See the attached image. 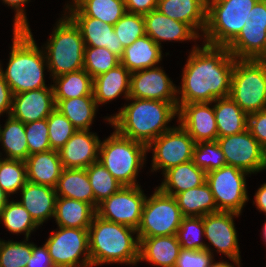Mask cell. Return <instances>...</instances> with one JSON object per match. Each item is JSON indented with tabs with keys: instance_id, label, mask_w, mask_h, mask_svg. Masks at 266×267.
Here are the masks:
<instances>
[{
	"instance_id": "6da1fadb",
	"label": "cell",
	"mask_w": 266,
	"mask_h": 267,
	"mask_svg": "<svg viewBox=\"0 0 266 267\" xmlns=\"http://www.w3.org/2000/svg\"><path fill=\"white\" fill-rule=\"evenodd\" d=\"M177 85L178 104L214 102L229 97L235 57L227 47L194 44Z\"/></svg>"
},
{
	"instance_id": "7a4b0ae2",
	"label": "cell",
	"mask_w": 266,
	"mask_h": 267,
	"mask_svg": "<svg viewBox=\"0 0 266 267\" xmlns=\"http://www.w3.org/2000/svg\"><path fill=\"white\" fill-rule=\"evenodd\" d=\"M117 113L104 117L120 135L149 145L158 136L174 127L178 122V102H164L141 98H128Z\"/></svg>"
},
{
	"instance_id": "3957f363",
	"label": "cell",
	"mask_w": 266,
	"mask_h": 267,
	"mask_svg": "<svg viewBox=\"0 0 266 267\" xmlns=\"http://www.w3.org/2000/svg\"><path fill=\"white\" fill-rule=\"evenodd\" d=\"M12 44L6 68L0 61V73L9 85L12 94L46 88L45 73L47 65L44 49L39 48L31 28L12 29Z\"/></svg>"
},
{
	"instance_id": "277c9868",
	"label": "cell",
	"mask_w": 266,
	"mask_h": 267,
	"mask_svg": "<svg viewBox=\"0 0 266 267\" xmlns=\"http://www.w3.org/2000/svg\"><path fill=\"white\" fill-rule=\"evenodd\" d=\"M88 241L92 267L139 264L140 241L136 229L95 215L88 228Z\"/></svg>"
},
{
	"instance_id": "5b68a950",
	"label": "cell",
	"mask_w": 266,
	"mask_h": 267,
	"mask_svg": "<svg viewBox=\"0 0 266 267\" xmlns=\"http://www.w3.org/2000/svg\"><path fill=\"white\" fill-rule=\"evenodd\" d=\"M61 15L42 45L51 79L84 67L85 44L81 32L65 13Z\"/></svg>"
},
{
	"instance_id": "8992f818",
	"label": "cell",
	"mask_w": 266,
	"mask_h": 267,
	"mask_svg": "<svg viewBox=\"0 0 266 267\" xmlns=\"http://www.w3.org/2000/svg\"><path fill=\"white\" fill-rule=\"evenodd\" d=\"M113 130L101 140L98 160L123 186H138V174L146 166L147 145Z\"/></svg>"
},
{
	"instance_id": "52a82bcc",
	"label": "cell",
	"mask_w": 266,
	"mask_h": 267,
	"mask_svg": "<svg viewBox=\"0 0 266 267\" xmlns=\"http://www.w3.org/2000/svg\"><path fill=\"white\" fill-rule=\"evenodd\" d=\"M258 0H207L204 44L226 47L240 32Z\"/></svg>"
},
{
	"instance_id": "ba28073f",
	"label": "cell",
	"mask_w": 266,
	"mask_h": 267,
	"mask_svg": "<svg viewBox=\"0 0 266 267\" xmlns=\"http://www.w3.org/2000/svg\"><path fill=\"white\" fill-rule=\"evenodd\" d=\"M229 97L247 115L266 109V60L235 59Z\"/></svg>"
},
{
	"instance_id": "9c48e42d",
	"label": "cell",
	"mask_w": 266,
	"mask_h": 267,
	"mask_svg": "<svg viewBox=\"0 0 266 267\" xmlns=\"http://www.w3.org/2000/svg\"><path fill=\"white\" fill-rule=\"evenodd\" d=\"M183 215L174 196L161 192L157 187L146 197L138 237L177 235Z\"/></svg>"
},
{
	"instance_id": "30bf717a",
	"label": "cell",
	"mask_w": 266,
	"mask_h": 267,
	"mask_svg": "<svg viewBox=\"0 0 266 267\" xmlns=\"http://www.w3.org/2000/svg\"><path fill=\"white\" fill-rule=\"evenodd\" d=\"M250 174L233 166L225 165L206 173L208 184L218 211L234 212L242 215L249 201L247 177Z\"/></svg>"
},
{
	"instance_id": "8fae6325",
	"label": "cell",
	"mask_w": 266,
	"mask_h": 267,
	"mask_svg": "<svg viewBox=\"0 0 266 267\" xmlns=\"http://www.w3.org/2000/svg\"><path fill=\"white\" fill-rule=\"evenodd\" d=\"M55 267H92L88 228L57 226L45 241Z\"/></svg>"
},
{
	"instance_id": "7c38bea8",
	"label": "cell",
	"mask_w": 266,
	"mask_h": 267,
	"mask_svg": "<svg viewBox=\"0 0 266 267\" xmlns=\"http://www.w3.org/2000/svg\"><path fill=\"white\" fill-rule=\"evenodd\" d=\"M177 125L147 146L148 153H152L151 172L162 170L163 174L172 167L192 160L195 142L179 123Z\"/></svg>"
},
{
	"instance_id": "4fadbf2b",
	"label": "cell",
	"mask_w": 266,
	"mask_h": 267,
	"mask_svg": "<svg viewBox=\"0 0 266 267\" xmlns=\"http://www.w3.org/2000/svg\"><path fill=\"white\" fill-rule=\"evenodd\" d=\"M236 59L266 60V0H258L241 32L226 46Z\"/></svg>"
},
{
	"instance_id": "5bb4252c",
	"label": "cell",
	"mask_w": 266,
	"mask_h": 267,
	"mask_svg": "<svg viewBox=\"0 0 266 267\" xmlns=\"http://www.w3.org/2000/svg\"><path fill=\"white\" fill-rule=\"evenodd\" d=\"M146 197L141 185L122 186L98 204L96 215L104 220L137 229Z\"/></svg>"
},
{
	"instance_id": "9a60e30c",
	"label": "cell",
	"mask_w": 266,
	"mask_h": 267,
	"mask_svg": "<svg viewBox=\"0 0 266 267\" xmlns=\"http://www.w3.org/2000/svg\"><path fill=\"white\" fill-rule=\"evenodd\" d=\"M226 164L239 168L250 175L266 170V151L246 129L244 132L218 137Z\"/></svg>"
},
{
	"instance_id": "2e32d148",
	"label": "cell",
	"mask_w": 266,
	"mask_h": 267,
	"mask_svg": "<svg viewBox=\"0 0 266 267\" xmlns=\"http://www.w3.org/2000/svg\"><path fill=\"white\" fill-rule=\"evenodd\" d=\"M237 217L240 214L224 211L203 216L205 241H209L205 243V249L213 256L216 252L241 264L240 244L234 221Z\"/></svg>"
},
{
	"instance_id": "e0dca14e",
	"label": "cell",
	"mask_w": 266,
	"mask_h": 267,
	"mask_svg": "<svg viewBox=\"0 0 266 267\" xmlns=\"http://www.w3.org/2000/svg\"><path fill=\"white\" fill-rule=\"evenodd\" d=\"M129 97L177 102V86L158 65L130 74Z\"/></svg>"
},
{
	"instance_id": "ac0fdd59",
	"label": "cell",
	"mask_w": 266,
	"mask_h": 267,
	"mask_svg": "<svg viewBox=\"0 0 266 267\" xmlns=\"http://www.w3.org/2000/svg\"><path fill=\"white\" fill-rule=\"evenodd\" d=\"M195 143L217 141L218 131L212 102L178 104V122Z\"/></svg>"
},
{
	"instance_id": "d6986e66",
	"label": "cell",
	"mask_w": 266,
	"mask_h": 267,
	"mask_svg": "<svg viewBox=\"0 0 266 267\" xmlns=\"http://www.w3.org/2000/svg\"><path fill=\"white\" fill-rule=\"evenodd\" d=\"M101 140L96 132L76 130L72 137L58 150L63 168L86 169L99 159Z\"/></svg>"
},
{
	"instance_id": "ffe728a7",
	"label": "cell",
	"mask_w": 266,
	"mask_h": 267,
	"mask_svg": "<svg viewBox=\"0 0 266 267\" xmlns=\"http://www.w3.org/2000/svg\"><path fill=\"white\" fill-rule=\"evenodd\" d=\"M56 107L53 87L13 95L11 116L24 124L47 118Z\"/></svg>"
},
{
	"instance_id": "44dd1931",
	"label": "cell",
	"mask_w": 266,
	"mask_h": 267,
	"mask_svg": "<svg viewBox=\"0 0 266 267\" xmlns=\"http://www.w3.org/2000/svg\"><path fill=\"white\" fill-rule=\"evenodd\" d=\"M145 33L154 42L163 47L162 42H189L201 41V38L185 23L173 20L160 13L157 9L143 15Z\"/></svg>"
},
{
	"instance_id": "7402d4cb",
	"label": "cell",
	"mask_w": 266,
	"mask_h": 267,
	"mask_svg": "<svg viewBox=\"0 0 266 267\" xmlns=\"http://www.w3.org/2000/svg\"><path fill=\"white\" fill-rule=\"evenodd\" d=\"M156 9L173 20L187 24L200 38L203 36L207 23V0H158Z\"/></svg>"
},
{
	"instance_id": "603a6c76",
	"label": "cell",
	"mask_w": 266,
	"mask_h": 267,
	"mask_svg": "<svg viewBox=\"0 0 266 267\" xmlns=\"http://www.w3.org/2000/svg\"><path fill=\"white\" fill-rule=\"evenodd\" d=\"M18 193L21 196L18 202L40 227L54 218L57 199L55 188L27 181Z\"/></svg>"
},
{
	"instance_id": "cb8c5ba5",
	"label": "cell",
	"mask_w": 266,
	"mask_h": 267,
	"mask_svg": "<svg viewBox=\"0 0 266 267\" xmlns=\"http://www.w3.org/2000/svg\"><path fill=\"white\" fill-rule=\"evenodd\" d=\"M138 238L140 263L145 261L156 267H175L181 249L177 235Z\"/></svg>"
},
{
	"instance_id": "d4e9b609",
	"label": "cell",
	"mask_w": 266,
	"mask_h": 267,
	"mask_svg": "<svg viewBox=\"0 0 266 267\" xmlns=\"http://www.w3.org/2000/svg\"><path fill=\"white\" fill-rule=\"evenodd\" d=\"M79 28L85 47H104L117 55L123 56L124 47L114 32V25L92 17H69Z\"/></svg>"
},
{
	"instance_id": "484cf974",
	"label": "cell",
	"mask_w": 266,
	"mask_h": 267,
	"mask_svg": "<svg viewBox=\"0 0 266 267\" xmlns=\"http://www.w3.org/2000/svg\"><path fill=\"white\" fill-rule=\"evenodd\" d=\"M131 72L121 63L108 72L93 79V97L98 105H105L113 100L129 98Z\"/></svg>"
},
{
	"instance_id": "4316f807",
	"label": "cell",
	"mask_w": 266,
	"mask_h": 267,
	"mask_svg": "<svg viewBox=\"0 0 266 267\" xmlns=\"http://www.w3.org/2000/svg\"><path fill=\"white\" fill-rule=\"evenodd\" d=\"M27 181L56 187L63 166L59 158L58 150L34 153L25 160Z\"/></svg>"
},
{
	"instance_id": "83f0119b",
	"label": "cell",
	"mask_w": 266,
	"mask_h": 267,
	"mask_svg": "<svg viewBox=\"0 0 266 267\" xmlns=\"http://www.w3.org/2000/svg\"><path fill=\"white\" fill-rule=\"evenodd\" d=\"M162 175L163 181L157 188L170 196L199 187L206 182V172L192 160L172 167Z\"/></svg>"
},
{
	"instance_id": "f1b7e54d",
	"label": "cell",
	"mask_w": 266,
	"mask_h": 267,
	"mask_svg": "<svg viewBox=\"0 0 266 267\" xmlns=\"http://www.w3.org/2000/svg\"><path fill=\"white\" fill-rule=\"evenodd\" d=\"M68 17H92L115 25L126 13L124 0H78L63 10Z\"/></svg>"
},
{
	"instance_id": "f546056e",
	"label": "cell",
	"mask_w": 266,
	"mask_h": 267,
	"mask_svg": "<svg viewBox=\"0 0 266 267\" xmlns=\"http://www.w3.org/2000/svg\"><path fill=\"white\" fill-rule=\"evenodd\" d=\"M163 48L144 35L124 49L120 63L131 73L158 66L163 59Z\"/></svg>"
},
{
	"instance_id": "4dcf8cb0",
	"label": "cell",
	"mask_w": 266,
	"mask_h": 267,
	"mask_svg": "<svg viewBox=\"0 0 266 267\" xmlns=\"http://www.w3.org/2000/svg\"><path fill=\"white\" fill-rule=\"evenodd\" d=\"M95 215L96 209L87 202L57 197L53 219L60 227L89 228Z\"/></svg>"
},
{
	"instance_id": "1f68e13d",
	"label": "cell",
	"mask_w": 266,
	"mask_h": 267,
	"mask_svg": "<svg viewBox=\"0 0 266 267\" xmlns=\"http://www.w3.org/2000/svg\"><path fill=\"white\" fill-rule=\"evenodd\" d=\"M212 104L218 137L239 134L247 129L248 115L230 97L216 99Z\"/></svg>"
},
{
	"instance_id": "d6a6232c",
	"label": "cell",
	"mask_w": 266,
	"mask_h": 267,
	"mask_svg": "<svg viewBox=\"0 0 266 267\" xmlns=\"http://www.w3.org/2000/svg\"><path fill=\"white\" fill-rule=\"evenodd\" d=\"M55 192L57 197L87 202L94 207V193L86 169L63 168Z\"/></svg>"
},
{
	"instance_id": "836d02e7",
	"label": "cell",
	"mask_w": 266,
	"mask_h": 267,
	"mask_svg": "<svg viewBox=\"0 0 266 267\" xmlns=\"http://www.w3.org/2000/svg\"><path fill=\"white\" fill-rule=\"evenodd\" d=\"M54 100L55 109L68 118L77 130L91 129L99 110L93 96Z\"/></svg>"
},
{
	"instance_id": "e575fe53",
	"label": "cell",
	"mask_w": 266,
	"mask_h": 267,
	"mask_svg": "<svg viewBox=\"0 0 266 267\" xmlns=\"http://www.w3.org/2000/svg\"><path fill=\"white\" fill-rule=\"evenodd\" d=\"M0 144L1 158L25 161L29 156L25 124L11 115L7 116L4 126L0 124Z\"/></svg>"
},
{
	"instance_id": "d590c367",
	"label": "cell",
	"mask_w": 266,
	"mask_h": 267,
	"mask_svg": "<svg viewBox=\"0 0 266 267\" xmlns=\"http://www.w3.org/2000/svg\"><path fill=\"white\" fill-rule=\"evenodd\" d=\"M174 197L183 217H203L219 212L214 196L206 182L199 187L178 193Z\"/></svg>"
},
{
	"instance_id": "8d00e7d4",
	"label": "cell",
	"mask_w": 266,
	"mask_h": 267,
	"mask_svg": "<svg viewBox=\"0 0 266 267\" xmlns=\"http://www.w3.org/2000/svg\"><path fill=\"white\" fill-rule=\"evenodd\" d=\"M51 81L54 99L93 96V78L85 69L54 77Z\"/></svg>"
},
{
	"instance_id": "74e56055",
	"label": "cell",
	"mask_w": 266,
	"mask_h": 267,
	"mask_svg": "<svg viewBox=\"0 0 266 267\" xmlns=\"http://www.w3.org/2000/svg\"><path fill=\"white\" fill-rule=\"evenodd\" d=\"M6 204L0 215V224H3L9 234H23L24 238H30L31 234L39 228V225L31 217L30 213L14 198Z\"/></svg>"
},
{
	"instance_id": "f35d334b",
	"label": "cell",
	"mask_w": 266,
	"mask_h": 267,
	"mask_svg": "<svg viewBox=\"0 0 266 267\" xmlns=\"http://www.w3.org/2000/svg\"><path fill=\"white\" fill-rule=\"evenodd\" d=\"M87 175L94 193V208L99 203L116 193L123 185L98 160L86 168Z\"/></svg>"
},
{
	"instance_id": "ab89813d",
	"label": "cell",
	"mask_w": 266,
	"mask_h": 267,
	"mask_svg": "<svg viewBox=\"0 0 266 267\" xmlns=\"http://www.w3.org/2000/svg\"><path fill=\"white\" fill-rule=\"evenodd\" d=\"M26 182L25 161L0 158V186L7 194L17 195Z\"/></svg>"
},
{
	"instance_id": "60d3db41",
	"label": "cell",
	"mask_w": 266,
	"mask_h": 267,
	"mask_svg": "<svg viewBox=\"0 0 266 267\" xmlns=\"http://www.w3.org/2000/svg\"><path fill=\"white\" fill-rule=\"evenodd\" d=\"M120 64V58L104 47H85L84 67L89 75L95 77L108 72Z\"/></svg>"
},
{
	"instance_id": "b9f144b4",
	"label": "cell",
	"mask_w": 266,
	"mask_h": 267,
	"mask_svg": "<svg viewBox=\"0 0 266 267\" xmlns=\"http://www.w3.org/2000/svg\"><path fill=\"white\" fill-rule=\"evenodd\" d=\"M30 238L22 241L3 240L0 246V267H26L32 256V242Z\"/></svg>"
},
{
	"instance_id": "7bdbcfd3",
	"label": "cell",
	"mask_w": 266,
	"mask_h": 267,
	"mask_svg": "<svg viewBox=\"0 0 266 267\" xmlns=\"http://www.w3.org/2000/svg\"><path fill=\"white\" fill-rule=\"evenodd\" d=\"M192 161L206 173L227 165L225 156L217 141L195 143Z\"/></svg>"
},
{
	"instance_id": "ee69618b",
	"label": "cell",
	"mask_w": 266,
	"mask_h": 267,
	"mask_svg": "<svg viewBox=\"0 0 266 267\" xmlns=\"http://www.w3.org/2000/svg\"><path fill=\"white\" fill-rule=\"evenodd\" d=\"M204 237L203 217L182 218L177 232V238L182 249H205Z\"/></svg>"
},
{
	"instance_id": "f6af8a7d",
	"label": "cell",
	"mask_w": 266,
	"mask_h": 267,
	"mask_svg": "<svg viewBox=\"0 0 266 267\" xmlns=\"http://www.w3.org/2000/svg\"><path fill=\"white\" fill-rule=\"evenodd\" d=\"M114 32L125 49L138 38L146 35L143 15L126 12L114 25Z\"/></svg>"
},
{
	"instance_id": "bcb514c9",
	"label": "cell",
	"mask_w": 266,
	"mask_h": 267,
	"mask_svg": "<svg viewBox=\"0 0 266 267\" xmlns=\"http://www.w3.org/2000/svg\"><path fill=\"white\" fill-rule=\"evenodd\" d=\"M48 137L52 150H59L76 132L71 121L55 109L48 117Z\"/></svg>"
},
{
	"instance_id": "7dc6e473",
	"label": "cell",
	"mask_w": 266,
	"mask_h": 267,
	"mask_svg": "<svg viewBox=\"0 0 266 267\" xmlns=\"http://www.w3.org/2000/svg\"><path fill=\"white\" fill-rule=\"evenodd\" d=\"M29 155L52 150L48 137L47 118L25 124Z\"/></svg>"
},
{
	"instance_id": "c3c4849f",
	"label": "cell",
	"mask_w": 266,
	"mask_h": 267,
	"mask_svg": "<svg viewBox=\"0 0 266 267\" xmlns=\"http://www.w3.org/2000/svg\"><path fill=\"white\" fill-rule=\"evenodd\" d=\"M215 256L208 250L180 249L175 267H210Z\"/></svg>"
},
{
	"instance_id": "681fc988",
	"label": "cell",
	"mask_w": 266,
	"mask_h": 267,
	"mask_svg": "<svg viewBox=\"0 0 266 267\" xmlns=\"http://www.w3.org/2000/svg\"><path fill=\"white\" fill-rule=\"evenodd\" d=\"M247 129L266 151V109L248 115Z\"/></svg>"
},
{
	"instance_id": "f907efd6",
	"label": "cell",
	"mask_w": 266,
	"mask_h": 267,
	"mask_svg": "<svg viewBox=\"0 0 266 267\" xmlns=\"http://www.w3.org/2000/svg\"><path fill=\"white\" fill-rule=\"evenodd\" d=\"M4 5L6 4L7 7H10L12 10L15 11L14 13V20L12 27L15 30L20 29H28L30 28L29 21L27 18V13L25 9V5H27L31 0H0Z\"/></svg>"
},
{
	"instance_id": "816d5d0a",
	"label": "cell",
	"mask_w": 266,
	"mask_h": 267,
	"mask_svg": "<svg viewBox=\"0 0 266 267\" xmlns=\"http://www.w3.org/2000/svg\"><path fill=\"white\" fill-rule=\"evenodd\" d=\"M26 267H55L45 243L38 247L32 242V256L28 260Z\"/></svg>"
},
{
	"instance_id": "f5cc1de1",
	"label": "cell",
	"mask_w": 266,
	"mask_h": 267,
	"mask_svg": "<svg viewBox=\"0 0 266 267\" xmlns=\"http://www.w3.org/2000/svg\"><path fill=\"white\" fill-rule=\"evenodd\" d=\"M13 94L5 81L3 75L0 73V117L9 116L12 111Z\"/></svg>"
},
{
	"instance_id": "db71d44e",
	"label": "cell",
	"mask_w": 266,
	"mask_h": 267,
	"mask_svg": "<svg viewBox=\"0 0 266 267\" xmlns=\"http://www.w3.org/2000/svg\"><path fill=\"white\" fill-rule=\"evenodd\" d=\"M126 12L145 15L156 10L158 0H124Z\"/></svg>"
},
{
	"instance_id": "11a10c76",
	"label": "cell",
	"mask_w": 266,
	"mask_h": 267,
	"mask_svg": "<svg viewBox=\"0 0 266 267\" xmlns=\"http://www.w3.org/2000/svg\"><path fill=\"white\" fill-rule=\"evenodd\" d=\"M253 205L256 209L266 215V182L260 185L254 194Z\"/></svg>"
},
{
	"instance_id": "9f6ffc18",
	"label": "cell",
	"mask_w": 266,
	"mask_h": 267,
	"mask_svg": "<svg viewBox=\"0 0 266 267\" xmlns=\"http://www.w3.org/2000/svg\"><path fill=\"white\" fill-rule=\"evenodd\" d=\"M231 261L227 262V261ZM226 261H224L223 259H221V261H213V263L210 265V267H241V264L239 262H236L235 260L232 259H228Z\"/></svg>"
},
{
	"instance_id": "6f0895ef",
	"label": "cell",
	"mask_w": 266,
	"mask_h": 267,
	"mask_svg": "<svg viewBox=\"0 0 266 267\" xmlns=\"http://www.w3.org/2000/svg\"><path fill=\"white\" fill-rule=\"evenodd\" d=\"M9 197L11 198V196L7 194L0 186V215L6 204L9 202V200H11Z\"/></svg>"
},
{
	"instance_id": "680465c9",
	"label": "cell",
	"mask_w": 266,
	"mask_h": 267,
	"mask_svg": "<svg viewBox=\"0 0 266 267\" xmlns=\"http://www.w3.org/2000/svg\"><path fill=\"white\" fill-rule=\"evenodd\" d=\"M261 233L263 235L261 237H263L262 239H263V242H264V244L266 246V220H265V222L263 224V228H262V232Z\"/></svg>"
},
{
	"instance_id": "91938a15",
	"label": "cell",
	"mask_w": 266,
	"mask_h": 267,
	"mask_svg": "<svg viewBox=\"0 0 266 267\" xmlns=\"http://www.w3.org/2000/svg\"><path fill=\"white\" fill-rule=\"evenodd\" d=\"M70 1L67 0V4H65L64 7H63L64 10L67 9L68 7H70V6H73L78 0H70Z\"/></svg>"
}]
</instances>
